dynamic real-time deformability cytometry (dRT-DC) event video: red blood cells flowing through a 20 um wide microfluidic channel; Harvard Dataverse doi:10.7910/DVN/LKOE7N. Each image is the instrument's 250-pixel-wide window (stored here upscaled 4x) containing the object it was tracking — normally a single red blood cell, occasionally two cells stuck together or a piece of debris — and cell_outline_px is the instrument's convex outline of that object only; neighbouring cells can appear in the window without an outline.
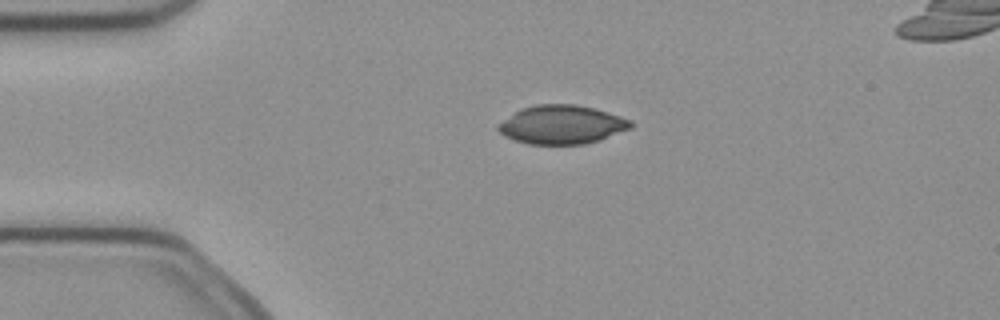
{"species": "common noctule bat (a hibernating species)", "species_latin": "Nyctalus noctula", "temperature_condition": "cold", "stored_images_in_passage": 6, "camera_frame_rate_fps": 3000, "um_per_image_px": 0.085, "animal": {"sex": "female", "body_mass_g": 21.9}, "frame": {"image": 1, "passage_image": 4, "time_ms": 1.0, "image_size_px": [1000, 320], "cell_outline_px": [[632, 128], [600, 140], [584, 144], [528, 144], [504, 136], [496, 128], [496, 124], [520, 108], [536, 104], [576, 104], [596, 108], [632, 120]], "centroid_in_image_um": [47.74, 10.58], "position_along_channel_um": 37.3, "area_um2": 30.17}}